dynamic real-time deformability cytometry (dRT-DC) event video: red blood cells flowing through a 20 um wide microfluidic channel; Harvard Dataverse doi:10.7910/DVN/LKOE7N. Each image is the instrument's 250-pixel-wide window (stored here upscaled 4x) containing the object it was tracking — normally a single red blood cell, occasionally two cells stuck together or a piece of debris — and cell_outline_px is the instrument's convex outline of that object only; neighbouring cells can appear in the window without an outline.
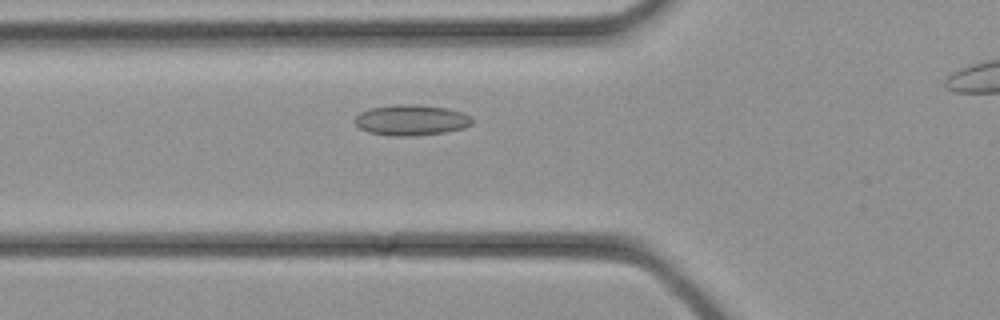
{"species": "common noctule bat (a hibernating species)", "species_latin": "Nyctalus noctula", "temperature_condition": "cold", "stored_images_in_passage": 25, "camera_frame_rate_fps": 3000, "um_per_image_px": 0.085, "animal": {"sex": "female", "body_mass_g": 21.9}, "frame": {"image": 1, "passage_image": 7, "time_ms": 2.0, "image_size_px": [1000, 320], "cell_outline_px": [[472, 124], [464, 128], [444, 132], [412, 136], [388, 136], [368, 132], [360, 128], [356, 124], [356, 116], [360, 112], [372, 108], [396, 104], [404, 104], [444, 108], [464, 112], [472, 120]], "centroid_in_image_um": [34.94, 10.22], "position_along_channel_um": 90.9, "area_um2": 20.69}}
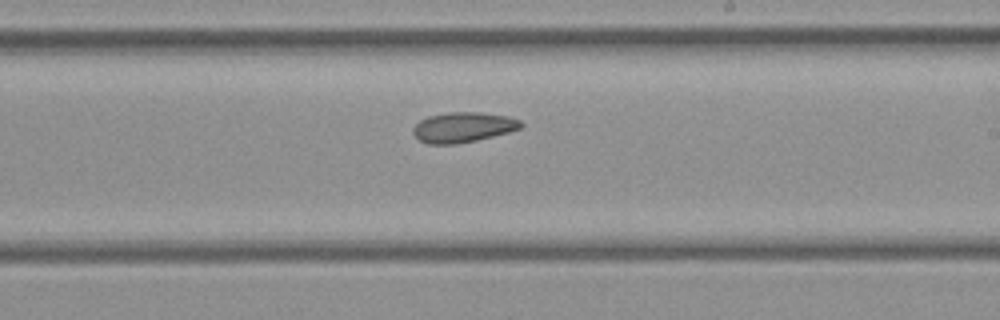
{"frame": {"image": 2, "passage_image": 15, "time_ms": 4.667, "image_size_px": [1000, 320], "cell_outline_px": [[524, 124], [520, 128], [508, 132], [476, 140], [456, 144], [428, 144], [420, 140], [412, 132], [412, 128], [420, 120], [428, 116], [448, 112], [480, 112], [508, 116], [520, 120]], "centroid_in_image_um": [39.35, 10.81], "position_along_channel_um": 249.6, "area_um2": 18.9}}
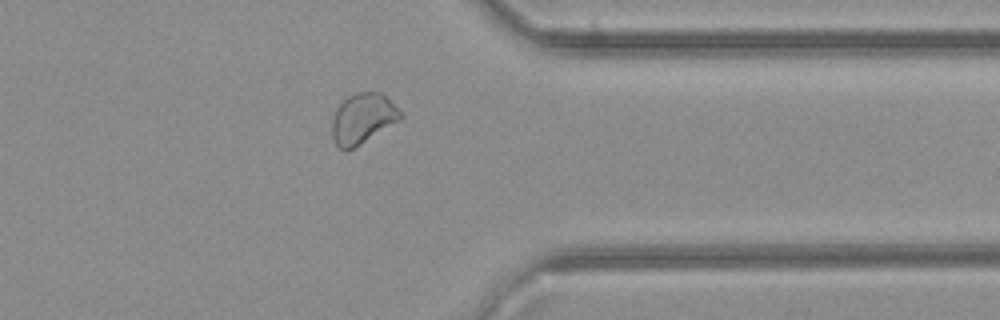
{"frame": {"image": 3, "passage_image": 22, "time_ms": 7.0, "image_size_px": [1000, 320], "cell_outline_px": [[404, 116], [360, 144], [344, 152], [336, 144], [332, 136], [332, 120], [336, 108], [348, 96], [356, 92], [380, 92]], "centroid_in_image_um": [30.77, 10.08], "position_along_channel_um": 380.6, "area_um2": 19.48}}